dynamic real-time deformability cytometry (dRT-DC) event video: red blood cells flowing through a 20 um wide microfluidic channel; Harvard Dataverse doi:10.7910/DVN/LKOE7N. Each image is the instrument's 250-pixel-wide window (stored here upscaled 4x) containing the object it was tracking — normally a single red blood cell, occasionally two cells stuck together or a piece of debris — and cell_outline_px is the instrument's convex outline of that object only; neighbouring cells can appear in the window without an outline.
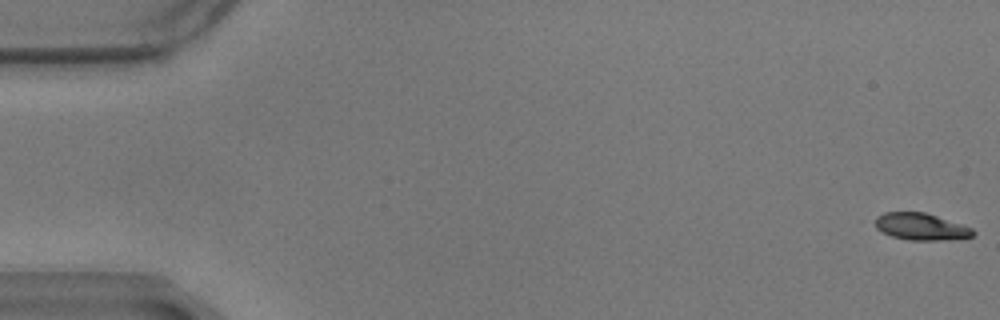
{"species": "common noctule bat (a hibernating species)", "species_latin": "Nyctalus noctula", "temperature_condition": "warm", "stored_images_in_passage": 60, "camera_frame_rate_fps": 3000, "um_per_image_px": 0.085, "animal": {"sex": "male", "body_mass_g": 17.9}, "frame": {"image": 1, "passage_image": 1, "time_ms": 0.0, "image_size_px": [1000, 320], "cell_outline_px": [[976, 232], [972, 236], [940, 240], [908, 240], [892, 236], [876, 228], [876, 216], [884, 212], [924, 212], [972, 228]], "centroid_in_image_um": [78.25, 19.26], "position_along_channel_um": 6.7, "area_um2": 15.03}}
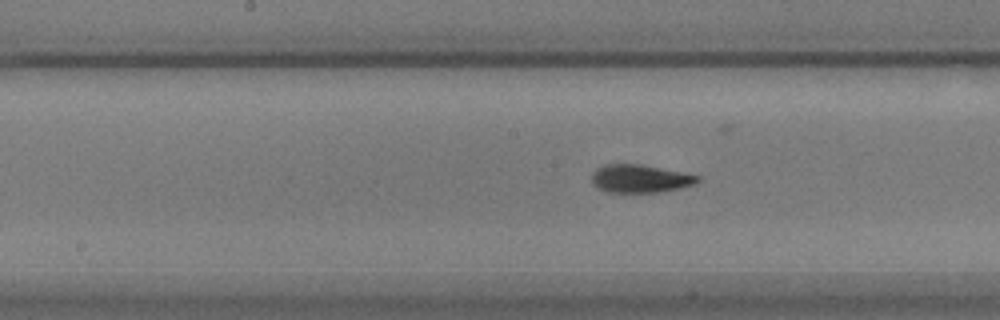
{"frame": {"image": 2, "passage_image": 30, "time_ms": 9.667, "image_size_px": [1000, 320], "cell_outline_px": [[700, 180], [696, 184], [656, 192], [608, 192], [592, 184], [592, 172], [596, 168], [604, 164], [640, 164], [700, 176]], "centroid_in_image_um": [54.37, 15.17], "position_along_channel_um": 193.8, "area_um2": 17.05}}
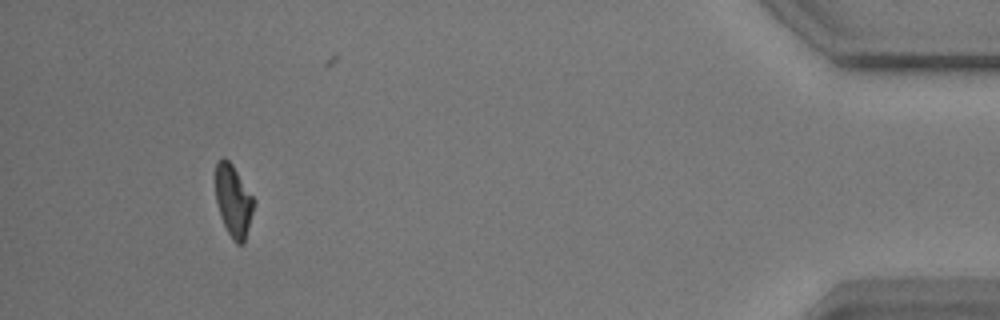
{"frame": {"image": 3, "passage_image": 55, "time_ms": 18.0, "image_size_px": [1000, 320], "cell_outline_px": [[256, 200], [244, 244], [236, 244], [232, 240], [220, 216], [216, 200], [216, 160], [220, 156], [224, 156], [232, 164]], "centroid_in_image_um": [19.84, 17.05], "position_along_channel_um": 415.4, "area_um2": 16.24}, "authors_computed_cell_mechanics": {"area_um2": 16.762, "velocity_mm_per_s": 3.457, "shape_relaxation_time_tau1_ms": 3.2094, "shape_relaxation_time_tau2_ms": 1.8401, "deformation_change_tau1": 0.1429, "deformation_change_tau2": 0.0596}}